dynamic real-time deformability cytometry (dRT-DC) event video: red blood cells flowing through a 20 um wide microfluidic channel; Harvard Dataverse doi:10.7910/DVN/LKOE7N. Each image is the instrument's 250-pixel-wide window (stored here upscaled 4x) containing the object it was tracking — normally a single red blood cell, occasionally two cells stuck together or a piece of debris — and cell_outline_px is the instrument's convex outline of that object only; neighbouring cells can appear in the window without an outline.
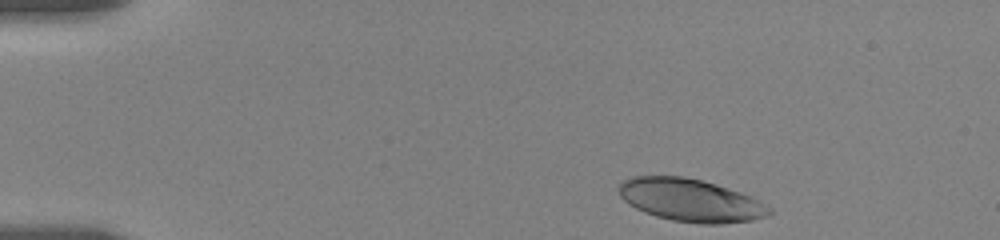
{"species": "human", "species_latin": "Homo sapiens", "temperature_condition": "room temperature", "stored_images_in_passage": 10, "camera_frame_rate_fps": 3000, "um_per_image_px": 0.085, "donor": {"sex": "female"}, "frame": {"image": 1, "passage_image": 1, "time_ms": 0.0, "image_size_px": [1000, 240], "cell_outline_px": [[772, 212], [768, 216], [752, 220], [720, 224], [700, 224], [672, 220], [656, 216], [644, 212], [628, 204], [620, 196], [616, 188], [620, 180], [632, 176], [684, 176], [716, 184], [752, 196], [772, 208]], "centroid_in_image_um": [58.67, 17.01], "position_along_channel_um": 26.3, "area_um2": 37.8}}
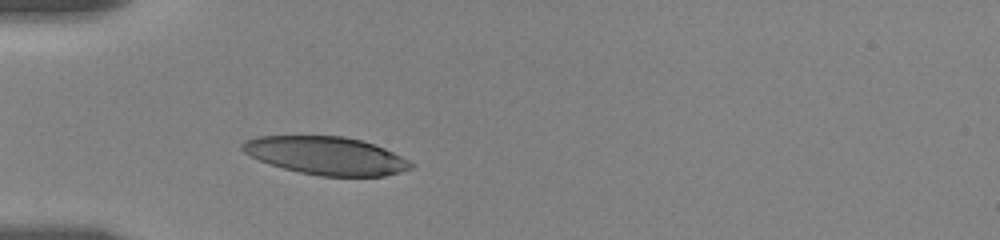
{"frame": {"image": 2, "passage_image": 7, "time_ms": 3.0, "image_size_px": [1000, 240], "cell_outline_px": [[416, 164], [412, 168], [400, 172], [384, 176], [320, 176], [300, 172], [284, 168], [248, 156], [240, 148], [240, 144], [244, 140], [256, 136], [344, 136], [360, 140], [384, 148]], "centroid_in_image_um": [27.69, 13.23], "position_along_channel_um": 57.3, "area_um2": 37.22}}
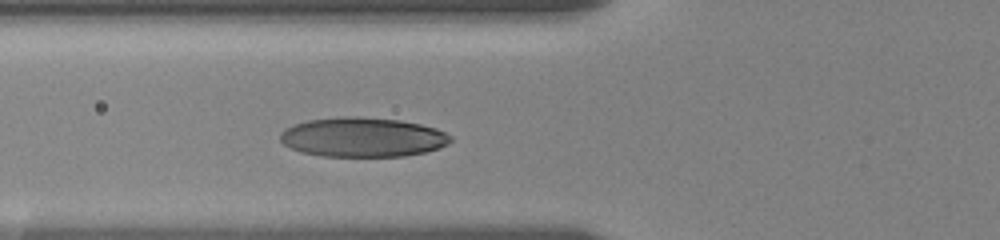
{"frame": {"image": 3, "passage_image": 10, "time_ms": 4.333, "image_size_px": [1000, 240], "cell_outline_px": [[452, 140], [448, 144], [440, 148], [424, 152], [404, 156], [324, 156], [300, 152], [284, 144], [280, 140], [280, 132], [284, 128], [292, 124], [308, 120], [344, 116], [356, 116], [400, 120], [420, 124], [436, 128], [452, 136]], "centroid_in_image_um": [30.82, 11.65], "position_along_channel_um": 95.0, "area_um2": 39.36}}